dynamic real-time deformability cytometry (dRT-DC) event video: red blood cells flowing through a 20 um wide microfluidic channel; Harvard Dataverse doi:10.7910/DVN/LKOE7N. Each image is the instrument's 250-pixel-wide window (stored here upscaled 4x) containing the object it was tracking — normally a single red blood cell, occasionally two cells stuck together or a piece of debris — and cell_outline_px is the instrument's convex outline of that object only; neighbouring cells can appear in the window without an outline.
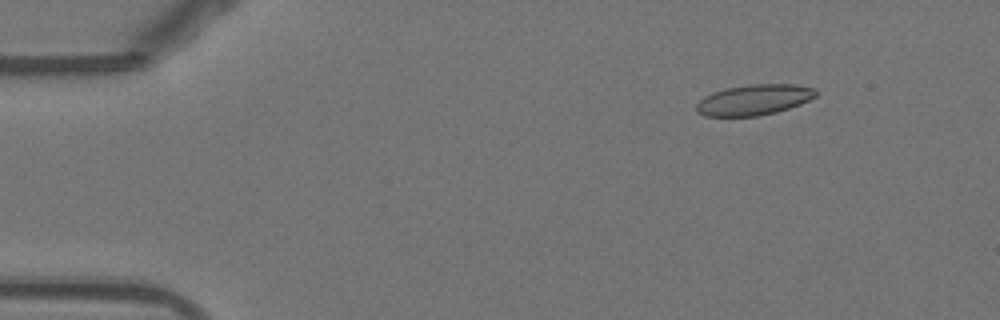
{"species": "Egyptian fruit bat (a non-hibernating species)", "species_latin": "Rousettus aegyptiacus", "temperature_condition": "warm", "stored_images_in_passage": 5, "camera_frame_rate_fps": 3000, "um_per_image_px": 0.085, "animal": {"sex": "female"}, "frame": {"image": 1, "passage_image": 1, "time_ms": 0.0, "image_size_px": [1000, 320], "cell_outline_px": [[816, 96], [800, 104], [776, 112], [756, 116], [704, 116], [696, 112], [696, 104], [704, 96], [712, 92], [728, 88], [748, 84], [796, 84], [816, 88]], "centroid_in_image_um": [64.08, 8.48], "position_along_channel_um": 20.9, "area_um2": 21.33}}